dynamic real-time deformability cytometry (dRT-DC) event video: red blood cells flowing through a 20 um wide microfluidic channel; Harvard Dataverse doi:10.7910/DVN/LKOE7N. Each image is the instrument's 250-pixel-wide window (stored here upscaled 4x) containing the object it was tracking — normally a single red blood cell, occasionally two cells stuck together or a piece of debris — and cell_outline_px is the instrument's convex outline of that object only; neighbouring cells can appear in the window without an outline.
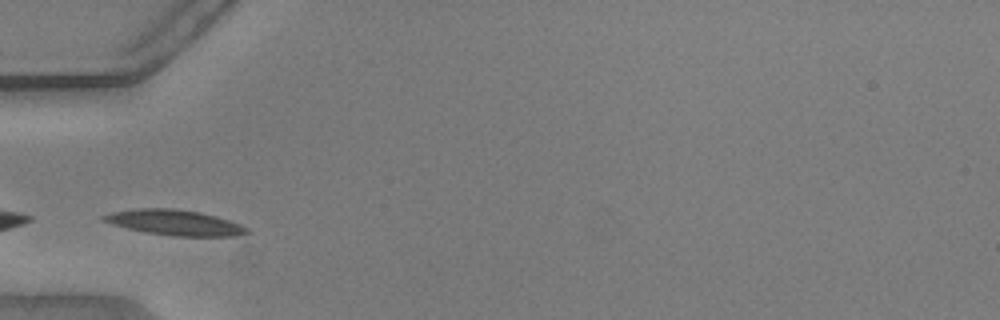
{"species": "common noctule bat (a hibernating species)", "species_latin": "Nyctalus noctula", "temperature_condition": "warm", "stored_images_in_passage": 30, "camera_frame_rate_fps": 3000, "um_per_image_px": 0.085, "animal": {"sex": "male", "body_mass_g": 20.5, "forearm_length_mm": 52.5}, "frame": {"image": 1, "passage_image": 1, "time_ms": 0.0, "image_size_px": [1000, 320], "cell_outline_px": [[248, 232], [236, 236], [172, 236], [144, 232], [112, 224], [100, 220], [100, 216], [112, 212], [136, 208], [172, 208], [200, 212], [216, 216], [240, 224], [248, 228]], "centroid_in_image_um": [14.81, 18.91], "position_along_channel_um": 70.2, "area_um2": 21.21}}
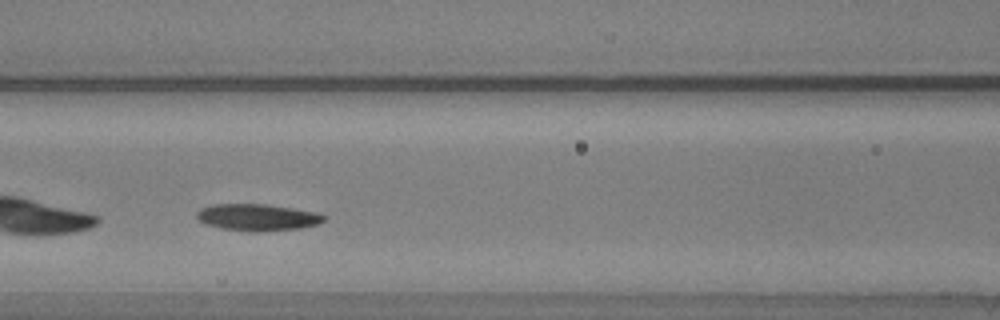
{"frame": {"image": 2, "passage_image": 7, "time_ms": 2.0, "image_size_px": [1000, 320], "cell_outline_px": [[328, 216], [324, 220], [316, 224], [300, 228], [256, 232], [220, 228], [208, 224], [200, 220], [196, 216], [196, 212], [200, 208], [212, 204], [264, 204], [312, 212]], "centroid_in_image_um": [21.83, 18.47], "position_along_channel_um": 144.8, "area_um2": 19.48}}
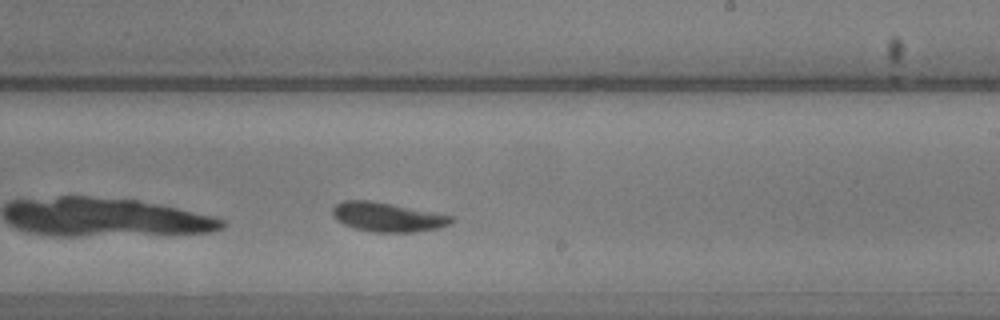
{"frame": {"image": 3, "passage_image": 16, "time_ms": 5.0, "image_size_px": [1000, 320], "cell_outline_px": [[456, 220], [452, 224], [436, 228], [412, 232], [372, 232], [356, 228], [344, 224], [332, 212], [332, 208], [336, 204], [344, 200], [368, 200], [392, 204], [452, 216]], "centroid_in_image_um": [32.96, 18.45], "position_along_channel_um": 256.0, "area_um2": 19.88}, "authors_computed_cell_mechanics": {"area_um2": 19.5364, "velocity_mm_per_s": 3.7218, "shape_relaxation_time_tau1_ms": 3.3125, "shape_relaxation_time_tau2_ms": 2.096, "deformation_change_tau1": 0.1167, "deformation_change_tau2": 0.0569}}